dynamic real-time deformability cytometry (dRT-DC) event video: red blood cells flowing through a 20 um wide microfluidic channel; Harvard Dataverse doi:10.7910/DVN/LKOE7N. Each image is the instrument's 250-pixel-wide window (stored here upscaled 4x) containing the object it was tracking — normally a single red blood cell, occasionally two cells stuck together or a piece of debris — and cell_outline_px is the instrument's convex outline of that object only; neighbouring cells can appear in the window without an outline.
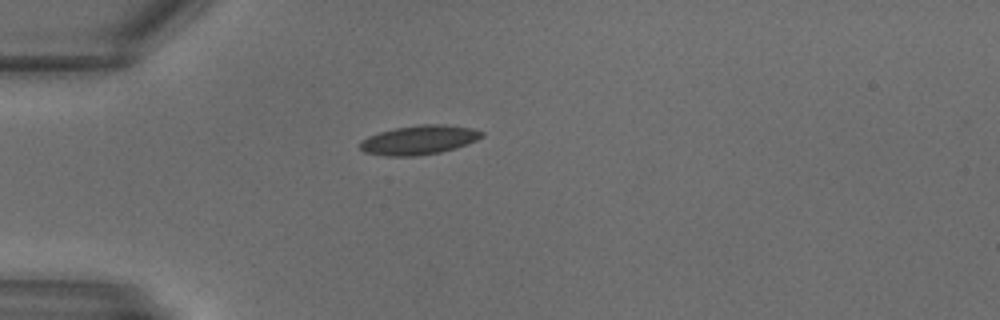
{"species": "common noctule bat (a hibernating species)", "species_latin": "Nyctalus noctula", "temperature_condition": "warm", "stored_images_in_passage": 11, "camera_frame_rate_fps": 3000, "um_per_image_px": 0.085, "animal": {"sex": "male", "body_mass_g": 18.8}, "frame": {"image": 1, "passage_image": 1, "time_ms": 0.0, "image_size_px": [1000, 320], "cell_outline_px": [[484, 136], [468, 144], [456, 148], [440, 152], [416, 156], [384, 156], [364, 152], [360, 148], [360, 140], [368, 136], [380, 132], [396, 128], [424, 124], [444, 124], [472, 128], [484, 132]], "centroid_in_image_um": [35.63, 11.9], "position_along_channel_um": 49.4, "area_um2": 20.75}}
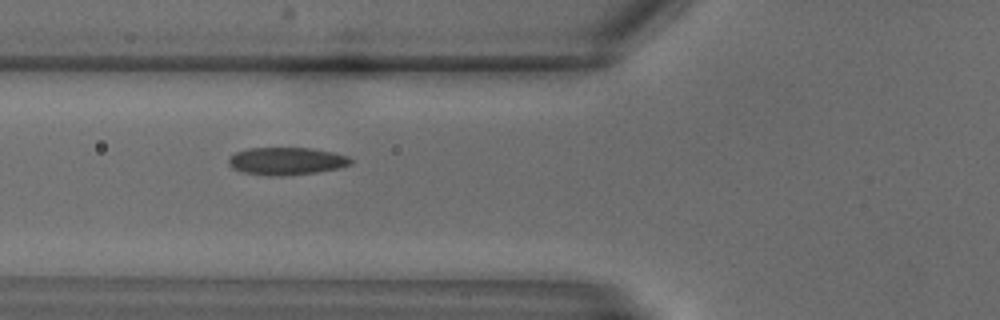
{"frame": {"image": 2, "passage_image": 4, "time_ms": 1.0, "image_size_px": [1000, 320], "cell_outline_px": [[352, 164], [340, 168], [320, 172], [284, 176], [272, 176], [244, 172], [232, 168], [228, 164], [228, 156], [236, 152], [248, 148], [312, 148], [332, 152], [348, 156], [352, 160]], "centroid_in_image_um": [24.36, 13.7], "position_along_channel_um": 101.4, "area_um2": 19.83}}
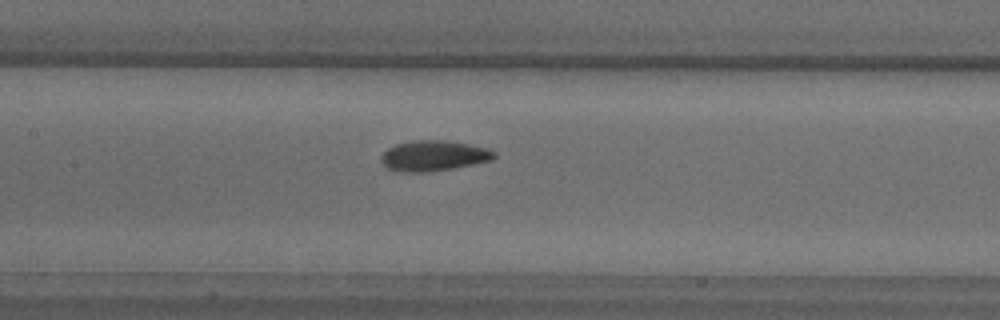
{"frame": {"image": 3, "passage_image": 7, "time_ms": 2.0, "image_size_px": [1000, 320], "cell_outline_px": [[496, 156], [492, 160], [452, 168], [428, 172], [396, 172], [388, 168], [380, 160], [380, 156], [388, 148], [396, 144], [412, 140], [440, 140], [468, 144], [488, 148], [496, 152]], "centroid_in_image_um": [36.83, 13.24], "position_along_channel_um": 170.6, "area_um2": 20.06}}